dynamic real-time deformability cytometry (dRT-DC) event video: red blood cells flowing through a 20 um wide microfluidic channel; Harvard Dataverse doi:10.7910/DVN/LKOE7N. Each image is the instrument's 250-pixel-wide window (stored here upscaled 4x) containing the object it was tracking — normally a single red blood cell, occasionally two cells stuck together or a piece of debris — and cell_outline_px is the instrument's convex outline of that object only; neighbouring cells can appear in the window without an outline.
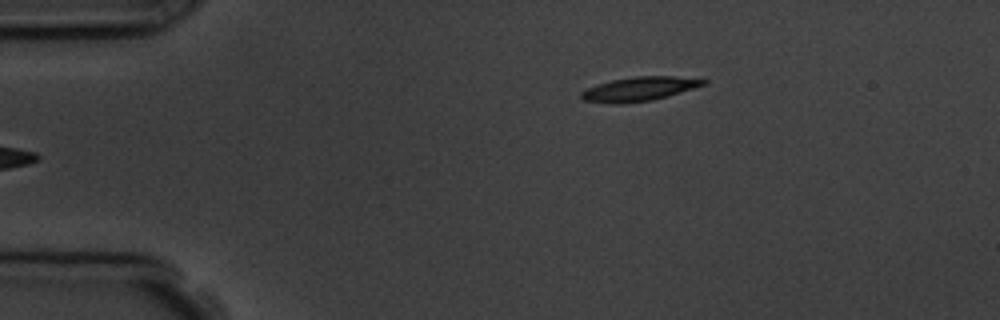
{"species": "common noctule bat (a hibernating species)", "species_latin": "Nyctalus noctula", "temperature_condition": "room temperature", "stored_images_in_passage": 3, "camera_frame_rate_fps": 3000, "um_per_image_px": 0.085, "animal": {"sex": "male", "body_mass_g": 19.5, "forearm_length_mm": 54.6}, "frame": {"image": 1, "passage_image": 3, "time_ms": 3.0, "image_size_px": [1000, 320], "cell_outline_px": [[708, 84], [652, 100], [620, 104], [616, 104], [584, 100], [580, 96], [580, 92], [588, 88], [612, 80], [636, 76], [676, 76], [708, 80]], "centroid_in_image_um": [54.37, 7.56], "position_along_channel_um": 30.6, "area_um2": 16.94}}